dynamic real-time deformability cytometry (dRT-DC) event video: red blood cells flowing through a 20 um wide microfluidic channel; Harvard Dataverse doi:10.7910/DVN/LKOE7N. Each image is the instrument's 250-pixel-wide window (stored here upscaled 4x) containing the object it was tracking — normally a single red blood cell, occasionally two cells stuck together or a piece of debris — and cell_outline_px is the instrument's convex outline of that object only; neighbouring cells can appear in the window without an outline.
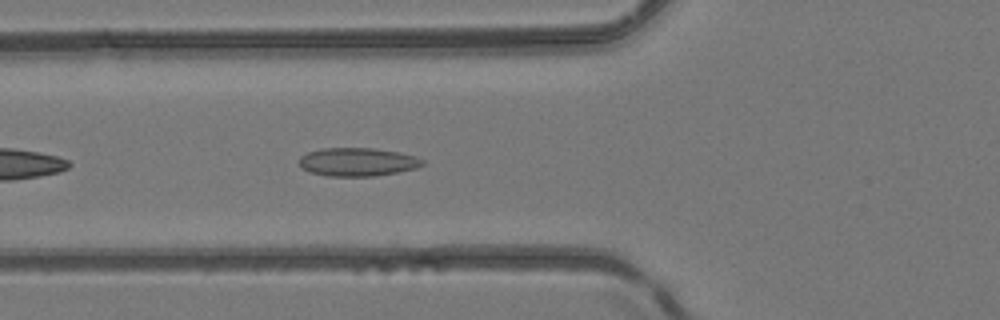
{"species": "common noctule bat (a hibernating species)", "species_latin": "Nyctalus noctula", "temperature_condition": "room temperature", "stored_images_in_passage": 8, "camera_frame_rate_fps": 3000, "um_per_image_px": 0.085, "animal": {"sex": "female", "body_mass_g": 24.6, "forearm_length_mm": 56.2}, "frame": {"image": 1, "passage_image": 5, "time_ms": 1.333, "image_size_px": [1000, 320], "cell_outline_px": [[424, 164], [416, 168], [376, 176], [328, 176], [308, 172], [300, 168], [300, 156], [308, 152], [320, 148], [376, 148], [400, 152], [416, 156], [424, 160]], "centroid_in_image_um": [30.38, 13.76], "position_along_channel_um": 95.4, "area_um2": 20.58}}